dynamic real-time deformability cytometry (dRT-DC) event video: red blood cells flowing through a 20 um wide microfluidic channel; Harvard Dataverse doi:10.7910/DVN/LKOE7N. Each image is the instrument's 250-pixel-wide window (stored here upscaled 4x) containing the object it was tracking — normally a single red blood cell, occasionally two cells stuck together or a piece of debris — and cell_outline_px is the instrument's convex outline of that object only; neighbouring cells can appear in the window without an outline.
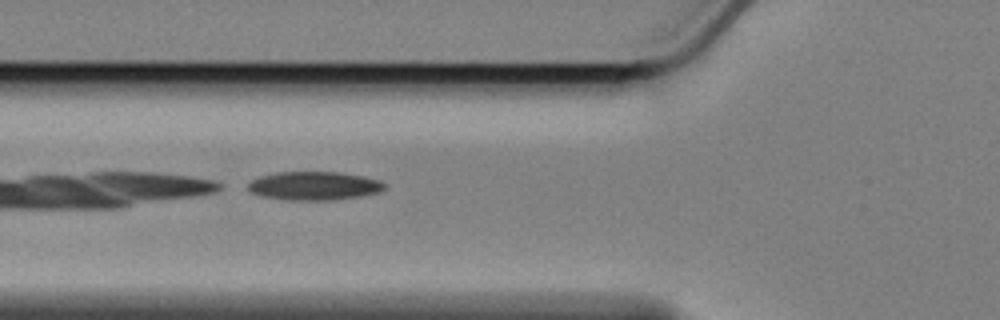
{"species": "Egyptian fruit bat (a non-hibernating species)", "species_latin": "Rousettus aegyptiacus", "temperature_condition": "cold", "stored_images_in_passage": 10, "camera_frame_rate_fps": 3000, "um_per_image_px": 0.085, "animal": {"sex": "female"}, "frame": {"image": 1, "passage_image": 4, "time_ms": 1.0, "image_size_px": [1000, 320], "cell_outline_px": [[384, 188], [380, 192], [360, 196], [332, 200], [288, 200], [260, 196], [252, 192], [248, 188], [248, 184], [252, 180], [260, 176], [276, 172], [340, 172], [364, 176], [380, 180], [384, 184]], "centroid_in_image_um": [26.7, 15.79], "position_along_channel_um": 99.1, "area_um2": 22.72}}